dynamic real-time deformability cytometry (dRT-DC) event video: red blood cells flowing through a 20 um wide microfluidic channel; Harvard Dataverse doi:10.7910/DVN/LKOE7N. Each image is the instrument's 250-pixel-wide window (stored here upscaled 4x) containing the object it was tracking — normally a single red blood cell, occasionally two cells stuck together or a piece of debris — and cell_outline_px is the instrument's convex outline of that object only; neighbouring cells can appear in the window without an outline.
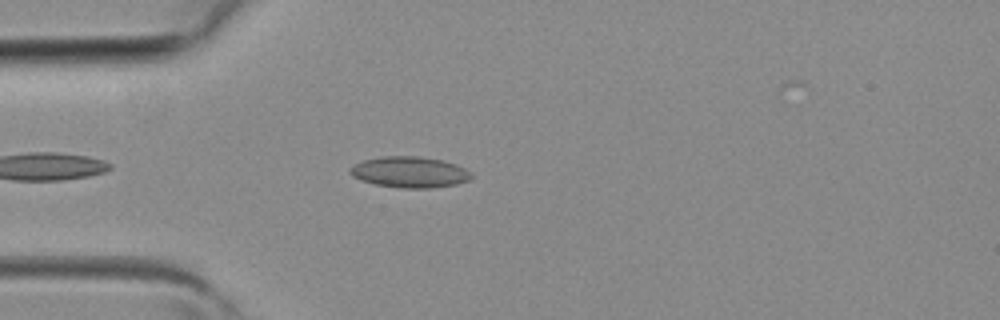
{"species": "common noctule bat (a hibernating species)", "species_latin": "Nyctalus noctula", "temperature_condition": "room temperature", "stored_images_in_passage": 1, "camera_frame_rate_fps": 3000, "um_per_image_px": 0.085, "animal": {"sex": "female", "body_mass_g": 19.3, "forearm_length_mm": 54.1}, "frame": {"image": 1, "passage_image": 1, "time_ms": 0.0, "image_size_px": [1000, 320], "cell_outline_px": [[472, 176], [468, 180], [456, 184], [432, 188], [400, 188], [376, 184], [360, 180], [352, 176], [348, 172], [348, 168], [352, 164], [364, 160], [380, 156], [416, 156], [440, 160], [456, 164], [472, 172]], "centroid_in_image_um": [34.77, 14.63], "position_along_channel_um": 50.2, "area_um2": 22.02}}